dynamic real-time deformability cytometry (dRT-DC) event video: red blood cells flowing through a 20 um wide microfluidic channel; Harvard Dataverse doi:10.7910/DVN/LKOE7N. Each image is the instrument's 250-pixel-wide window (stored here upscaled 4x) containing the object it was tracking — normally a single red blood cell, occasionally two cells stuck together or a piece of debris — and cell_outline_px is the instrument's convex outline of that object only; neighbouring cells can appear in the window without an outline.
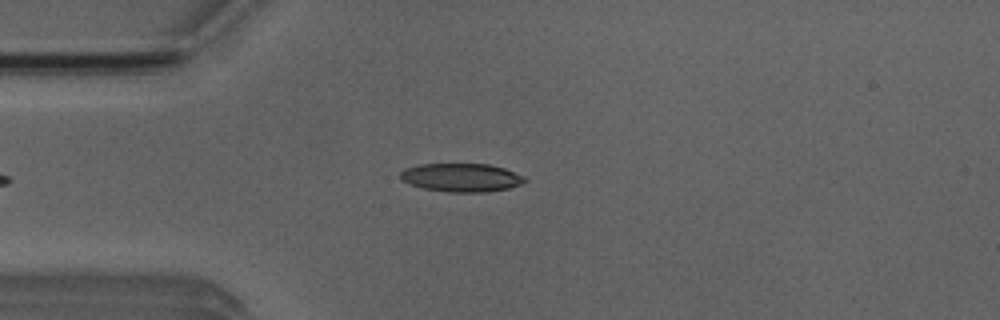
{"species": "Egyptian fruit bat (a non-hibernating species)", "species_latin": "Rousettus aegyptiacus", "temperature_condition": "room temperature", "stored_images_in_passage": 41, "camera_frame_rate_fps": 3000, "um_per_image_px": 0.085, "animal": {"sex": "male"}, "frame": {"image": 1, "passage_image": 5, "time_ms": 1.333, "image_size_px": [1000, 320], "cell_outline_px": [[528, 180], [520, 184], [508, 188], [484, 192], [448, 192], [424, 188], [412, 184], [404, 180], [400, 176], [400, 172], [404, 168], [416, 164], [488, 164], [504, 168], [524, 176]], "centroid_in_image_um": [39.22, 15.08], "position_along_channel_um": 45.8, "area_um2": 20.46}}
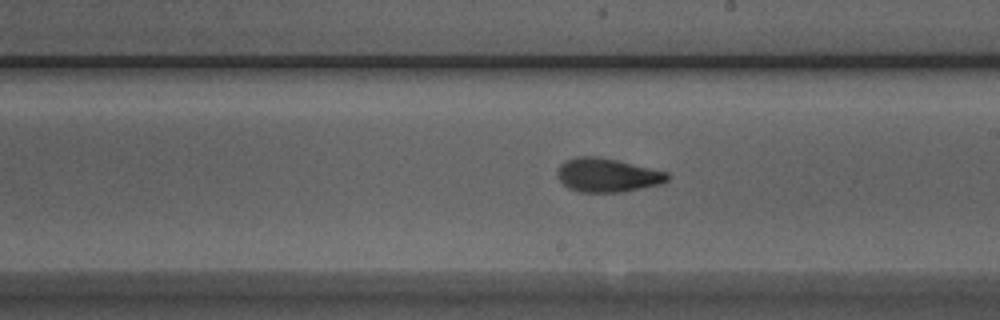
{"frame": {"image": 2, "passage_image": 21, "time_ms": 6.667, "image_size_px": [1000, 320], "cell_outline_px": [[672, 176], [668, 180], [660, 184], [620, 192], [580, 192], [568, 188], [556, 176], [556, 172], [560, 164], [564, 160], [576, 156], [600, 156], [668, 172]], "centroid_in_image_um": [51.6, 14.87], "position_along_channel_um": 237.4, "area_um2": 21.85}}
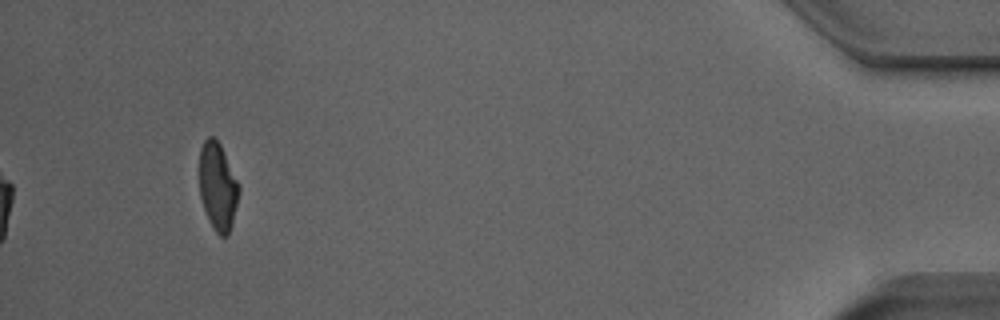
{"frame": {"image": 3, "passage_image": 41, "time_ms": 13.333, "image_size_px": [1000, 320], "cell_outline_px": [[240, 192], [232, 224], [228, 236], [220, 236], [216, 232], [208, 220], [200, 196], [200, 148], [204, 140], [208, 136], [212, 136], [220, 144], [240, 184]], "centroid_in_image_um": [18.53, 15.86], "position_along_channel_um": 416.7, "area_um2": 20.29}, "authors_computed_cell_mechanics": {"area_um2": 21.5016, "velocity_mm_per_s": 3.8491, "shape_relaxation_time_tau1_ms": 5.7084, "shape_relaxation_time_tau2_ms": 1.7459, "deformation_change_tau1": 0.1753, "deformation_change_tau2": 0.0878}}